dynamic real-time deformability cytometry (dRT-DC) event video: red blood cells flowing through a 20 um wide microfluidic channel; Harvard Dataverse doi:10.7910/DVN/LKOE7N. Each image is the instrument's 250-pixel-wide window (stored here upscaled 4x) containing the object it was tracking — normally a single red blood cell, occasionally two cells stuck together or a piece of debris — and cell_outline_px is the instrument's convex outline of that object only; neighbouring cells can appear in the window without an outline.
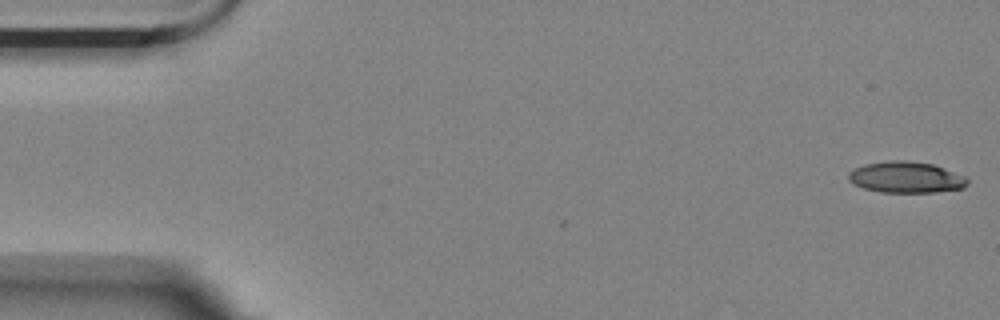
{"species": "Egyptian fruit bat (a non-hibernating species)", "species_latin": "Rousettus aegyptiacus", "temperature_condition": "room temperature", "stored_images_in_passage": 3, "camera_frame_rate_fps": 3000, "um_per_image_px": 0.085, "animal": {"sex": "female"}, "frame": {"image": 1, "passage_image": 1, "time_ms": 0.0, "image_size_px": [1000, 320], "cell_outline_px": [[968, 184], [964, 188], [936, 192], [880, 192], [864, 188], [852, 184], [848, 180], [848, 172], [864, 164], [888, 160], [908, 160], [932, 164], [944, 168], [964, 176], [968, 180]], "centroid_in_image_um": [76.99, 15.06], "position_along_channel_um": 8.0, "area_um2": 21.73}}